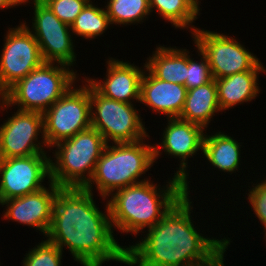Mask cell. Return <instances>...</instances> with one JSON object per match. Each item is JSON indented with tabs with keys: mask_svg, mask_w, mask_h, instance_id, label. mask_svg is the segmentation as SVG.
<instances>
[{
	"mask_svg": "<svg viewBox=\"0 0 266 266\" xmlns=\"http://www.w3.org/2000/svg\"><path fill=\"white\" fill-rule=\"evenodd\" d=\"M93 196L84 188H60L47 240L62 251L66 246L82 266H102L111 260L125 264L126 246L115 240L108 204L103 213Z\"/></svg>",
	"mask_w": 266,
	"mask_h": 266,
	"instance_id": "1",
	"label": "cell"
},
{
	"mask_svg": "<svg viewBox=\"0 0 266 266\" xmlns=\"http://www.w3.org/2000/svg\"><path fill=\"white\" fill-rule=\"evenodd\" d=\"M184 194L142 238L126 247L130 266H202L213 260L230 239L209 238L197 232L191 219L192 202Z\"/></svg>",
	"mask_w": 266,
	"mask_h": 266,
	"instance_id": "2",
	"label": "cell"
},
{
	"mask_svg": "<svg viewBox=\"0 0 266 266\" xmlns=\"http://www.w3.org/2000/svg\"><path fill=\"white\" fill-rule=\"evenodd\" d=\"M166 183L162 189L148 179L113 192L106 202L112 228L137 235L157 224L185 194V183L179 178Z\"/></svg>",
	"mask_w": 266,
	"mask_h": 266,
	"instance_id": "3",
	"label": "cell"
},
{
	"mask_svg": "<svg viewBox=\"0 0 266 266\" xmlns=\"http://www.w3.org/2000/svg\"><path fill=\"white\" fill-rule=\"evenodd\" d=\"M142 139L133 143L106 144L94 173L83 187L92 192L93 184L103 199L119 189L148 180H139L151 169L154 160V145H147Z\"/></svg>",
	"mask_w": 266,
	"mask_h": 266,
	"instance_id": "4",
	"label": "cell"
},
{
	"mask_svg": "<svg viewBox=\"0 0 266 266\" xmlns=\"http://www.w3.org/2000/svg\"><path fill=\"white\" fill-rule=\"evenodd\" d=\"M55 64L43 63L16 82L0 97V109L14 105L22 111L44 113L49 109L78 80L77 71L64 64Z\"/></svg>",
	"mask_w": 266,
	"mask_h": 266,
	"instance_id": "5",
	"label": "cell"
},
{
	"mask_svg": "<svg viewBox=\"0 0 266 266\" xmlns=\"http://www.w3.org/2000/svg\"><path fill=\"white\" fill-rule=\"evenodd\" d=\"M106 142L94 128L56 143L50 160L51 178L61 188H83L91 179ZM54 161V162H53Z\"/></svg>",
	"mask_w": 266,
	"mask_h": 266,
	"instance_id": "6",
	"label": "cell"
},
{
	"mask_svg": "<svg viewBox=\"0 0 266 266\" xmlns=\"http://www.w3.org/2000/svg\"><path fill=\"white\" fill-rule=\"evenodd\" d=\"M91 127L105 142L133 143L149 138L139 110L132 103L116 101L101 95L90 84ZM94 109V110H93Z\"/></svg>",
	"mask_w": 266,
	"mask_h": 266,
	"instance_id": "7",
	"label": "cell"
},
{
	"mask_svg": "<svg viewBox=\"0 0 266 266\" xmlns=\"http://www.w3.org/2000/svg\"><path fill=\"white\" fill-rule=\"evenodd\" d=\"M84 80L87 84L77 88L74 84L43 113L44 137L49 148L91 127L90 83Z\"/></svg>",
	"mask_w": 266,
	"mask_h": 266,
	"instance_id": "8",
	"label": "cell"
},
{
	"mask_svg": "<svg viewBox=\"0 0 266 266\" xmlns=\"http://www.w3.org/2000/svg\"><path fill=\"white\" fill-rule=\"evenodd\" d=\"M192 36L196 48L207 57L215 80L244 71H266L263 63L233 37L200 28Z\"/></svg>",
	"mask_w": 266,
	"mask_h": 266,
	"instance_id": "9",
	"label": "cell"
},
{
	"mask_svg": "<svg viewBox=\"0 0 266 266\" xmlns=\"http://www.w3.org/2000/svg\"><path fill=\"white\" fill-rule=\"evenodd\" d=\"M7 31L0 54V97L43 63L39 44L26 21Z\"/></svg>",
	"mask_w": 266,
	"mask_h": 266,
	"instance_id": "10",
	"label": "cell"
},
{
	"mask_svg": "<svg viewBox=\"0 0 266 266\" xmlns=\"http://www.w3.org/2000/svg\"><path fill=\"white\" fill-rule=\"evenodd\" d=\"M34 5L33 30L27 27L39 44L44 63H60L69 67L76 63L70 25L62 22L42 0H31ZM31 3L29 0L21 4Z\"/></svg>",
	"mask_w": 266,
	"mask_h": 266,
	"instance_id": "11",
	"label": "cell"
},
{
	"mask_svg": "<svg viewBox=\"0 0 266 266\" xmlns=\"http://www.w3.org/2000/svg\"><path fill=\"white\" fill-rule=\"evenodd\" d=\"M12 115L0 126V159L47 154L43 113L17 110Z\"/></svg>",
	"mask_w": 266,
	"mask_h": 266,
	"instance_id": "12",
	"label": "cell"
},
{
	"mask_svg": "<svg viewBox=\"0 0 266 266\" xmlns=\"http://www.w3.org/2000/svg\"><path fill=\"white\" fill-rule=\"evenodd\" d=\"M51 158L46 154L0 159V203L36 192L51 181Z\"/></svg>",
	"mask_w": 266,
	"mask_h": 266,
	"instance_id": "13",
	"label": "cell"
},
{
	"mask_svg": "<svg viewBox=\"0 0 266 266\" xmlns=\"http://www.w3.org/2000/svg\"><path fill=\"white\" fill-rule=\"evenodd\" d=\"M167 121L168 125L163 131L161 144L154 146V160L156 161L159 158L161 150L172 157H178L181 161H179V169L174 173V177L185 183V193L189 194L187 159L193 157L200 150L203 151L204 131L206 129L198 124L183 121L179 118H167Z\"/></svg>",
	"mask_w": 266,
	"mask_h": 266,
	"instance_id": "14",
	"label": "cell"
},
{
	"mask_svg": "<svg viewBox=\"0 0 266 266\" xmlns=\"http://www.w3.org/2000/svg\"><path fill=\"white\" fill-rule=\"evenodd\" d=\"M49 183L48 188L2 201L0 205L7 207L3 218L33 227L46 237L52 222L55 198L61 188L53 181Z\"/></svg>",
	"mask_w": 266,
	"mask_h": 266,
	"instance_id": "15",
	"label": "cell"
},
{
	"mask_svg": "<svg viewBox=\"0 0 266 266\" xmlns=\"http://www.w3.org/2000/svg\"><path fill=\"white\" fill-rule=\"evenodd\" d=\"M107 64L105 81L86 80L107 98L126 103H132V100L140 102V83L145 70L114 58H109Z\"/></svg>",
	"mask_w": 266,
	"mask_h": 266,
	"instance_id": "16",
	"label": "cell"
},
{
	"mask_svg": "<svg viewBox=\"0 0 266 266\" xmlns=\"http://www.w3.org/2000/svg\"><path fill=\"white\" fill-rule=\"evenodd\" d=\"M140 83V103L150 107L155 113L168 118H178L183 109L187 91L186 86L158 79L144 63Z\"/></svg>",
	"mask_w": 266,
	"mask_h": 266,
	"instance_id": "17",
	"label": "cell"
},
{
	"mask_svg": "<svg viewBox=\"0 0 266 266\" xmlns=\"http://www.w3.org/2000/svg\"><path fill=\"white\" fill-rule=\"evenodd\" d=\"M266 71H244L216 79L220 110H228L237 104L249 102L260 93L258 74Z\"/></svg>",
	"mask_w": 266,
	"mask_h": 266,
	"instance_id": "18",
	"label": "cell"
},
{
	"mask_svg": "<svg viewBox=\"0 0 266 266\" xmlns=\"http://www.w3.org/2000/svg\"><path fill=\"white\" fill-rule=\"evenodd\" d=\"M217 85L215 79L187 91L186 100L179 119L208 127L211 118L219 113Z\"/></svg>",
	"mask_w": 266,
	"mask_h": 266,
	"instance_id": "19",
	"label": "cell"
},
{
	"mask_svg": "<svg viewBox=\"0 0 266 266\" xmlns=\"http://www.w3.org/2000/svg\"><path fill=\"white\" fill-rule=\"evenodd\" d=\"M186 49H178L159 45L152 57L147 58L146 67L163 81L185 86L188 69Z\"/></svg>",
	"mask_w": 266,
	"mask_h": 266,
	"instance_id": "20",
	"label": "cell"
},
{
	"mask_svg": "<svg viewBox=\"0 0 266 266\" xmlns=\"http://www.w3.org/2000/svg\"><path fill=\"white\" fill-rule=\"evenodd\" d=\"M234 137L226 135L221 131L214 135L205 134L203 143V154L206 160L211 163L214 168H218L223 172L236 173L239 168L241 148Z\"/></svg>",
	"mask_w": 266,
	"mask_h": 266,
	"instance_id": "21",
	"label": "cell"
},
{
	"mask_svg": "<svg viewBox=\"0 0 266 266\" xmlns=\"http://www.w3.org/2000/svg\"><path fill=\"white\" fill-rule=\"evenodd\" d=\"M150 11L157 10L165 21H168L175 28H190L191 34L195 32L192 23L200 15L199 0H148ZM199 13V14H198ZM191 25V27H190Z\"/></svg>",
	"mask_w": 266,
	"mask_h": 266,
	"instance_id": "22",
	"label": "cell"
},
{
	"mask_svg": "<svg viewBox=\"0 0 266 266\" xmlns=\"http://www.w3.org/2000/svg\"><path fill=\"white\" fill-rule=\"evenodd\" d=\"M90 0L70 28L72 34H76L84 39H95L102 35L111 25L106 8H100Z\"/></svg>",
	"mask_w": 266,
	"mask_h": 266,
	"instance_id": "23",
	"label": "cell"
},
{
	"mask_svg": "<svg viewBox=\"0 0 266 266\" xmlns=\"http://www.w3.org/2000/svg\"><path fill=\"white\" fill-rule=\"evenodd\" d=\"M105 8L111 24L115 25L142 23L151 13L148 0H109Z\"/></svg>",
	"mask_w": 266,
	"mask_h": 266,
	"instance_id": "24",
	"label": "cell"
},
{
	"mask_svg": "<svg viewBox=\"0 0 266 266\" xmlns=\"http://www.w3.org/2000/svg\"><path fill=\"white\" fill-rule=\"evenodd\" d=\"M23 260V266H61L62 250L48 240L35 245Z\"/></svg>",
	"mask_w": 266,
	"mask_h": 266,
	"instance_id": "25",
	"label": "cell"
},
{
	"mask_svg": "<svg viewBox=\"0 0 266 266\" xmlns=\"http://www.w3.org/2000/svg\"><path fill=\"white\" fill-rule=\"evenodd\" d=\"M198 56L201 57V61H195L194 58H190L188 55V69L185 86L188 90L202 86L214 78L208 63L207 57L198 49Z\"/></svg>",
	"mask_w": 266,
	"mask_h": 266,
	"instance_id": "26",
	"label": "cell"
},
{
	"mask_svg": "<svg viewBox=\"0 0 266 266\" xmlns=\"http://www.w3.org/2000/svg\"><path fill=\"white\" fill-rule=\"evenodd\" d=\"M64 23L71 26L90 0H42Z\"/></svg>",
	"mask_w": 266,
	"mask_h": 266,
	"instance_id": "27",
	"label": "cell"
},
{
	"mask_svg": "<svg viewBox=\"0 0 266 266\" xmlns=\"http://www.w3.org/2000/svg\"><path fill=\"white\" fill-rule=\"evenodd\" d=\"M256 183L249 189L248 202L253 208L256 217L259 219L261 224L266 227V179Z\"/></svg>",
	"mask_w": 266,
	"mask_h": 266,
	"instance_id": "28",
	"label": "cell"
},
{
	"mask_svg": "<svg viewBox=\"0 0 266 266\" xmlns=\"http://www.w3.org/2000/svg\"><path fill=\"white\" fill-rule=\"evenodd\" d=\"M21 5V0H0V10Z\"/></svg>",
	"mask_w": 266,
	"mask_h": 266,
	"instance_id": "29",
	"label": "cell"
}]
</instances>
